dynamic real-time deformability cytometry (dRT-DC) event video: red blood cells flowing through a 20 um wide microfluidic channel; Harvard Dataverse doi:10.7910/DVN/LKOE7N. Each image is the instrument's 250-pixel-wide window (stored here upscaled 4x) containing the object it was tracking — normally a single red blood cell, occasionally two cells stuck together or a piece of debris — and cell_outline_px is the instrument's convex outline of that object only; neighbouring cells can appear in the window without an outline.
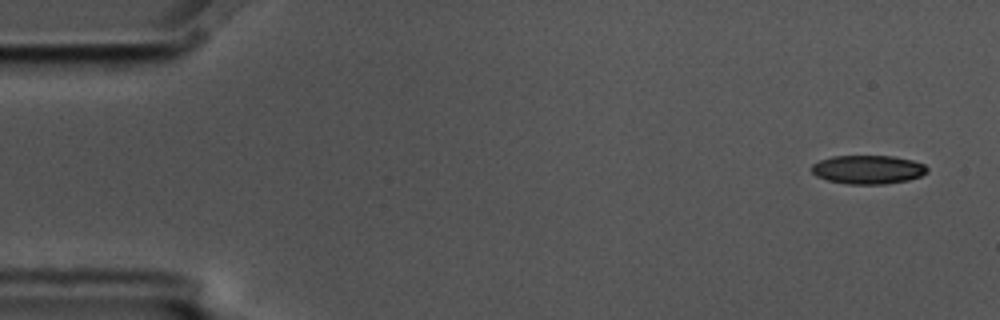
{"species": "common noctule bat (a hibernating species)", "species_latin": "Nyctalus noctula", "temperature_condition": "cold", "stored_images_in_passage": 7, "camera_frame_rate_fps": 3000, "um_per_image_px": 0.085, "animal": {"sex": "male", "body_mass_g": 17.5, "forearm_length_mm": 52.3}, "frame": {"image": 1, "passage_image": 1, "time_ms": 0.0, "image_size_px": [1000, 320], "cell_outline_px": [[928, 172], [920, 176], [908, 180], [884, 184], [848, 184], [828, 180], [816, 176], [812, 172], [812, 164], [820, 160], [832, 156], [892, 156], [912, 160], [924, 164], [928, 168]], "centroid_in_image_um": [73.78, 14.41], "position_along_channel_um": 11.2, "area_um2": 19.31}}
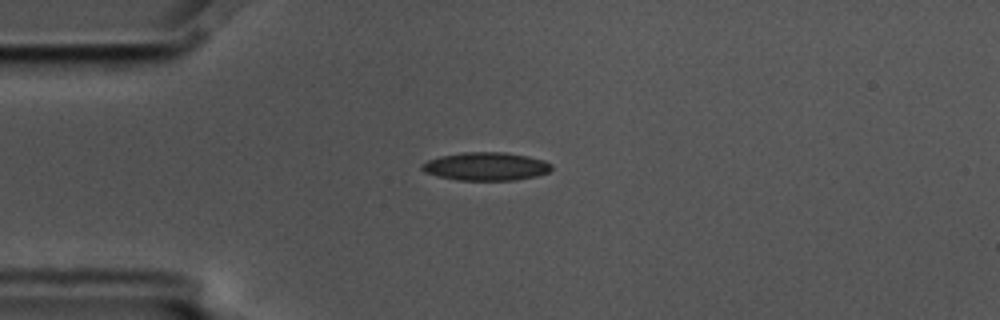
{"frame": {"image": 2, "passage_image": 4, "time_ms": 1.0, "image_size_px": [1000, 320], "cell_outline_px": [[552, 168], [548, 172], [536, 176], [516, 180], [460, 180], [436, 176], [424, 172], [420, 168], [420, 164], [428, 160], [440, 156], [464, 152], [504, 152], [528, 156], [544, 160], [552, 164]], "centroid_in_image_um": [41.29, 14.14], "position_along_channel_um": 43.7, "area_um2": 21.39}}